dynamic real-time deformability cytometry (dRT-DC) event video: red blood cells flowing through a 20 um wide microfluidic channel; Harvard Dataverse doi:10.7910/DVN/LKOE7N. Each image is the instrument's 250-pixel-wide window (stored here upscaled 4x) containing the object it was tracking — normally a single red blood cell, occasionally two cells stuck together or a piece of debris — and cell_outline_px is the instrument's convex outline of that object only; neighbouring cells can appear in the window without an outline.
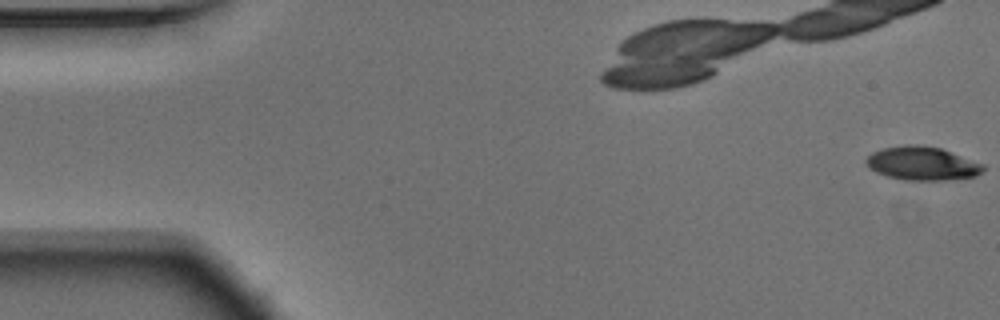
{"species": "Egyptian fruit bat (a non-hibernating species)", "species_latin": "Rousettus aegyptiacus", "temperature_condition": "warm", "stored_images_in_passage": 54, "camera_frame_rate_fps": 3000, "um_per_image_px": 0.085, "animal": {"sex": "male"}, "frame": {"image": 1, "passage_image": 1, "time_ms": 0.0, "image_size_px": [1000, 320], "cell_outline_px": [[984, 168], [976, 176], [944, 180], [904, 180], [888, 176], [876, 172], [868, 168], [864, 160], [872, 152], [884, 148], [904, 144], [916, 144], [940, 148], [984, 164]], "centroid_in_image_um": [78.35, 13.89], "position_along_channel_um": 6.7, "area_um2": 22.83}}
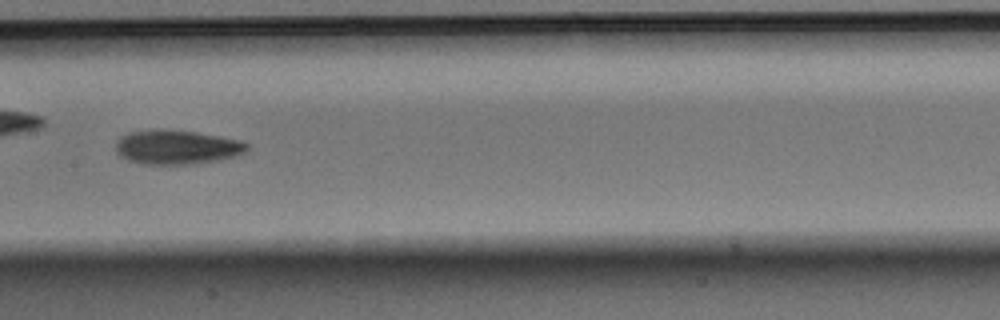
{"frame": {"image": 2, "passage_image": 27, "time_ms": 8.667, "image_size_px": [1000, 320], "cell_outline_px": [[248, 148], [244, 152], [236, 156], [220, 160], [192, 164], [140, 164], [128, 160], [120, 156], [116, 152], [116, 144], [120, 136], [128, 132], [156, 128], [164, 128], [220, 136], [240, 140], [248, 144]], "centroid_in_image_um": [15.0, 12.5], "position_along_channel_um": 192.4, "area_um2": 26.47}}
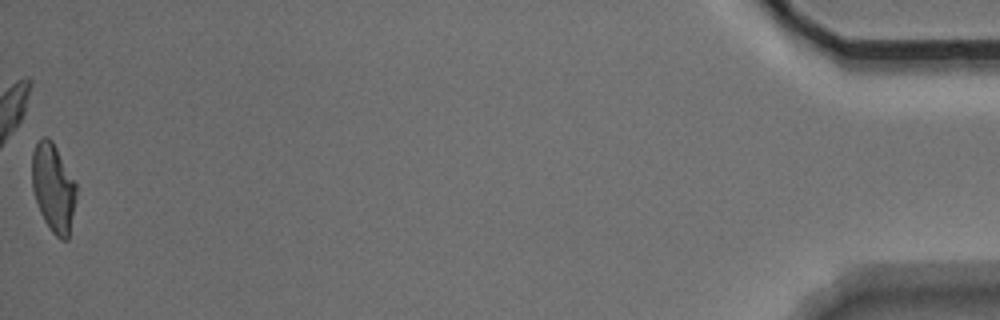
{"frame": {"image": 3, "passage_image": 54, "time_ms": 17.667, "image_size_px": [1000, 320], "cell_outline_px": [[76, 200], [68, 240], [60, 240], [52, 232], [44, 220], [40, 212], [32, 188], [32, 152], [36, 144], [44, 136], [48, 136], [52, 140], [76, 184]], "centroid_in_image_um": [4.53, 15.98], "position_along_channel_um": 430.7, "area_um2": 22.72}, "authors_computed_cell_mechanics": {"area_um2": 24.2182, "velocity_mm_per_s": 3.754, "shape_relaxation_time_tau1_ms": 4.3969, "shape_relaxation_time_tau2_ms": 6.1762, "deformation_change_tau1": 0.1751, "deformation_change_tau2": 0.1337}}